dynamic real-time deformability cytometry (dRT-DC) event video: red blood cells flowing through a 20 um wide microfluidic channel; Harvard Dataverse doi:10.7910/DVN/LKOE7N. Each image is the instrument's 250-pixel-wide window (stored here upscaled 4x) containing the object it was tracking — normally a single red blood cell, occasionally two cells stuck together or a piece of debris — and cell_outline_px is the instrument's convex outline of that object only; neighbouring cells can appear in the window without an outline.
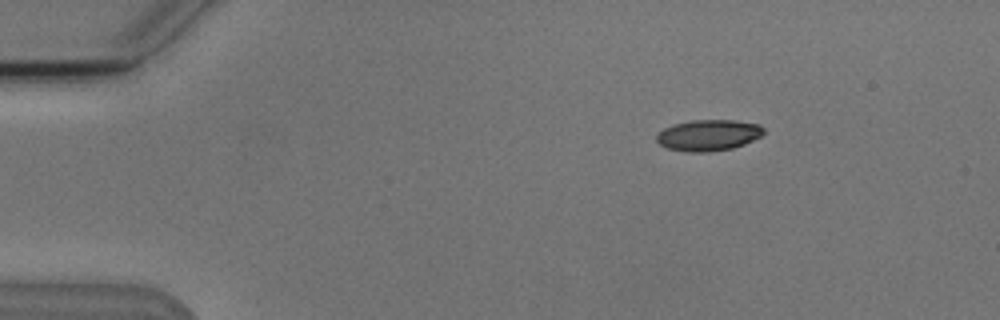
{"species": "Egyptian fruit bat (a non-hibernating species)", "species_latin": "Rousettus aegyptiacus", "temperature_condition": "cold", "stored_images_in_passage": 3, "camera_frame_rate_fps": 3000, "um_per_image_px": 0.085, "animal": {"sex": "male"}, "frame": {"image": 1, "passage_image": 1, "time_ms": 0.0, "image_size_px": [1000, 320], "cell_outline_px": [[764, 132], [760, 136], [744, 144], [732, 148], [708, 152], [684, 152], [668, 148], [660, 144], [656, 140], [656, 136], [664, 128], [672, 124], [692, 120], [732, 120], [760, 124], [764, 128]], "centroid_in_image_um": [60.2, 11.49], "position_along_channel_um": 24.8, "area_um2": 19.42}}
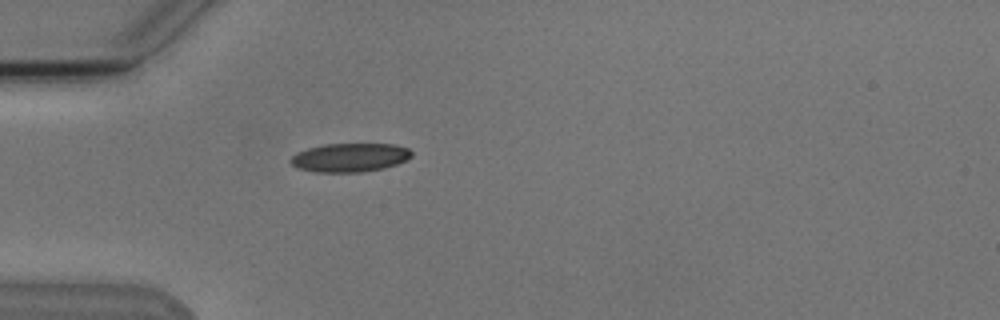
{"frame": {"image": 2, "passage_image": 3, "time_ms": 2.667, "image_size_px": [1000, 320], "cell_outline_px": [[412, 156], [396, 164], [384, 168], [360, 172], [316, 172], [296, 168], [288, 160], [296, 152], [308, 148], [324, 144], [396, 144], [408, 148], [412, 152]], "centroid_in_image_um": [29.7, 13.38], "position_along_channel_um": 55.3, "area_um2": 20.29}}